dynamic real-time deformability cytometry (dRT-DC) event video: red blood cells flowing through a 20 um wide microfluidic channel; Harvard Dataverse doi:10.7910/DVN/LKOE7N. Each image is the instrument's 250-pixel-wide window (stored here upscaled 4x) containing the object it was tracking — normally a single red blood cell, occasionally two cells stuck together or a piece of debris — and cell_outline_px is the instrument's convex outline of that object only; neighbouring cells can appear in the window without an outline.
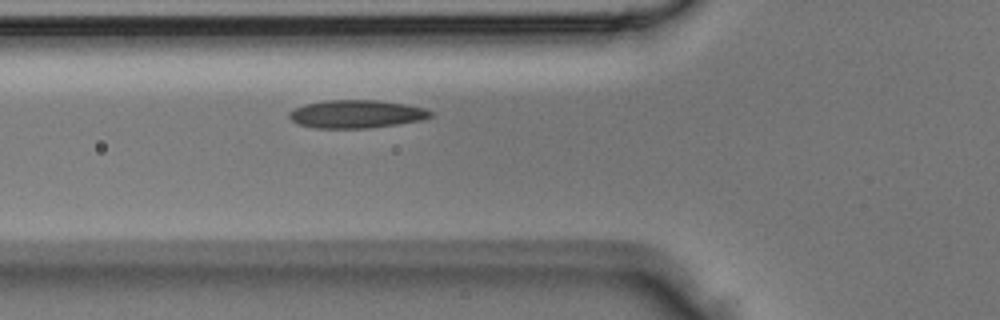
{"species": "Egyptian fruit bat (a non-hibernating species)", "species_latin": "Rousettus aegyptiacus", "temperature_condition": "room temperature", "stored_images_in_passage": 4, "camera_frame_rate_fps": 3000, "um_per_image_px": 0.085, "animal": {"sex": "male"}, "frame": {"image": 1, "passage_image": 4, "time_ms": 1.0, "image_size_px": [1000, 320], "cell_outline_px": [[436, 112], [432, 116], [420, 120], [372, 128], [316, 128], [296, 124], [288, 116], [288, 112], [304, 104], [328, 100], [376, 100], [404, 104], [424, 108]], "centroid_in_image_um": [30.28, 9.69], "position_along_channel_um": 95.5, "area_um2": 23.12}}